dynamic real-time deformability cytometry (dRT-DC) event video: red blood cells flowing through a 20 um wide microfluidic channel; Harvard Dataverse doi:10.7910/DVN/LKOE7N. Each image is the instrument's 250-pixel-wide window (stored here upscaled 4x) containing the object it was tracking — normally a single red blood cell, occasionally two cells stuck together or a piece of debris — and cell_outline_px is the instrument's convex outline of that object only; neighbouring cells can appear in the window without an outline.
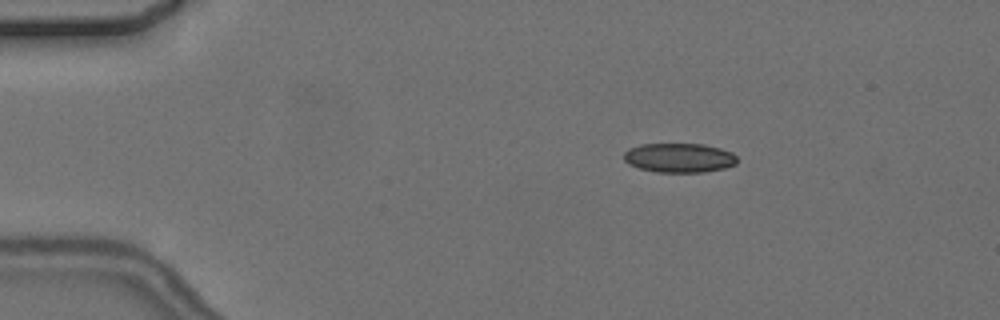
{"species": "common noctule bat (a hibernating species)", "species_latin": "Nyctalus noctula", "temperature_condition": "cold", "stored_images_in_passage": 6, "camera_frame_rate_fps": 3000, "um_per_image_px": 0.085, "animal": {"sex": "female", "body_mass_g": 24.6, "forearm_length_mm": 56.2}, "frame": {"image": 1, "passage_image": 3, "time_ms": 2.333, "image_size_px": [1000, 320], "cell_outline_px": [[736, 164], [724, 168], [704, 172], [656, 172], [640, 168], [628, 164], [624, 160], [624, 152], [628, 148], [640, 144], [704, 144], [720, 148], [732, 152], [736, 156]], "centroid_in_image_um": [57.72, 13.41], "position_along_channel_um": 27.3, "area_um2": 19.42}}
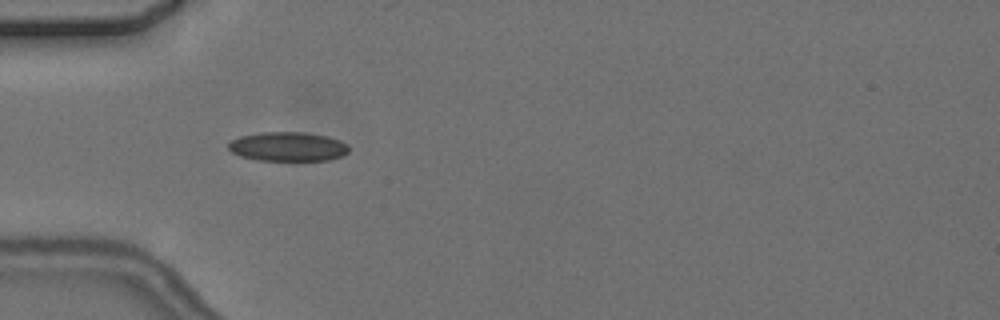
{"frame": {"image": 2, "passage_image": 5, "time_ms": 5.0, "image_size_px": [1000, 320], "cell_outline_px": [[348, 152], [344, 156], [328, 160], [256, 160], [240, 156], [232, 152], [228, 148], [228, 144], [232, 140], [240, 136], [260, 132], [304, 132], [328, 136], [340, 140], [348, 144]], "centroid_in_image_um": [24.49, 12.46], "position_along_channel_um": 60.5, "area_um2": 20.63}}
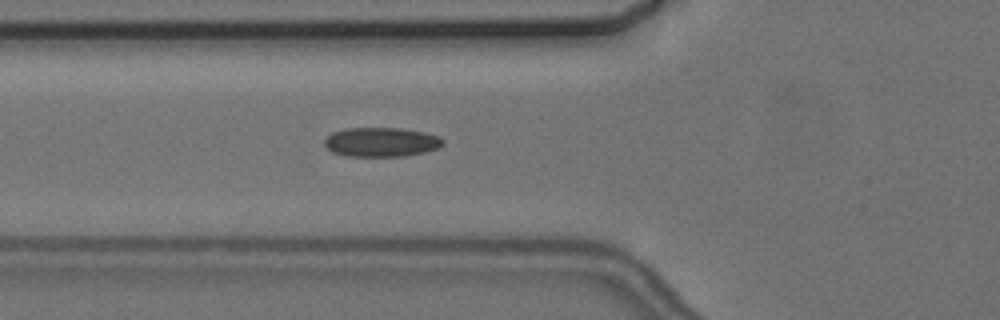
{"frame": {"image": 3, "passage_image": 6, "time_ms": 6.0, "image_size_px": [1000, 320], "cell_outline_px": [[444, 144], [440, 148], [424, 152], [404, 156], [344, 156], [332, 152], [324, 144], [324, 140], [332, 132], [344, 128], [400, 128], [424, 132], [440, 136], [444, 140]], "centroid_in_image_um": [32.42, 12.07], "position_along_channel_um": 93.4, "area_um2": 20.4}}